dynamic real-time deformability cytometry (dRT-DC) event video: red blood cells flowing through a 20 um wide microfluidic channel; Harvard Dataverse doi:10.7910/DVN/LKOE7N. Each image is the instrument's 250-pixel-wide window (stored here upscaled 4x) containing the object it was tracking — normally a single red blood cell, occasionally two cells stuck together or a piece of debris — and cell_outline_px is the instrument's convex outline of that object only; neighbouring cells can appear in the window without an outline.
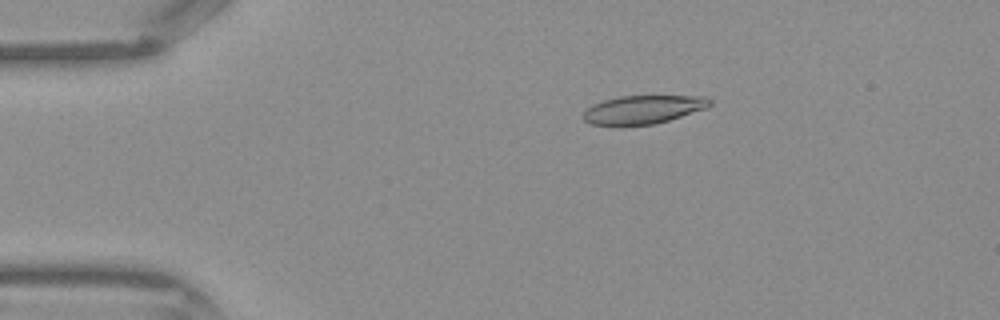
{"species": "Egyptian fruit bat (a non-hibernating species)", "species_latin": "Rousettus aegyptiacus", "temperature_condition": "warm", "stored_images_in_passage": 43, "camera_frame_rate_fps": 3000, "um_per_image_px": 0.085, "frame": {"image": 1, "passage_image": 8, "time_ms": 2.333, "image_size_px": [1000, 320], "cell_outline_px": [[712, 104], [708, 108], [668, 120], [652, 124], [592, 124], [584, 120], [580, 116], [592, 104], [604, 100], [620, 96], [704, 96], [712, 100]], "centroid_in_image_um": [54.7, 9.29], "position_along_channel_um": 30.3, "area_um2": 20.69}}
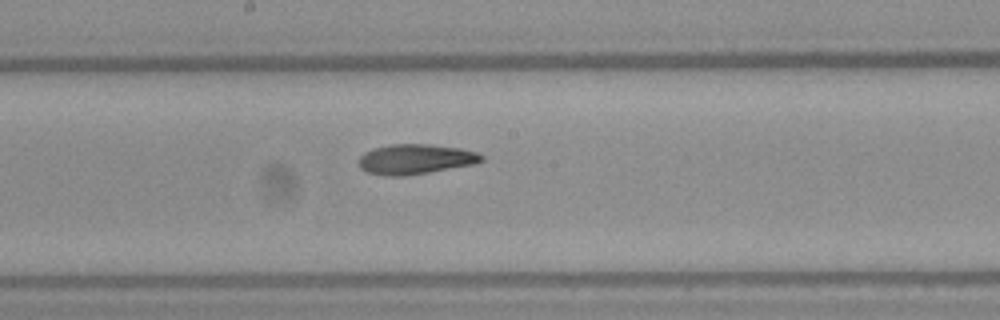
{"frame": {"image": 2, "passage_image": 23, "time_ms": 7.333, "image_size_px": [1000, 320], "cell_outline_px": [[484, 160], [476, 164], [404, 176], [384, 176], [368, 172], [360, 168], [360, 156], [364, 152], [372, 148], [392, 144], [428, 144], [460, 148], [476, 152], [484, 156]], "centroid_in_image_um": [35.32, 13.53], "position_along_channel_um": 212.9, "area_um2": 21.5}}
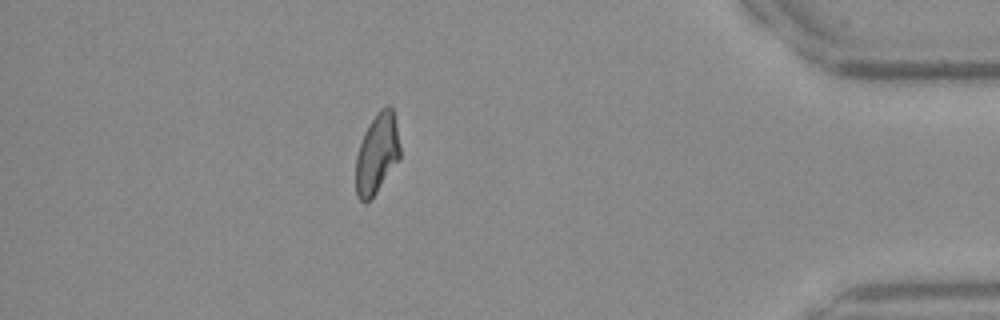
{"frame": {"image": 3, "passage_image": 38, "time_ms": 12.333, "image_size_px": [1000, 320], "cell_outline_px": [[400, 156], [372, 200], [364, 204], [356, 196], [356, 156], [364, 132], [368, 124], [376, 112], [380, 108], [388, 104], [392, 108], [396, 124], [400, 144]], "centroid_in_image_um": [32.03, 13.07], "position_along_channel_um": 403.2, "area_um2": 20.81}}